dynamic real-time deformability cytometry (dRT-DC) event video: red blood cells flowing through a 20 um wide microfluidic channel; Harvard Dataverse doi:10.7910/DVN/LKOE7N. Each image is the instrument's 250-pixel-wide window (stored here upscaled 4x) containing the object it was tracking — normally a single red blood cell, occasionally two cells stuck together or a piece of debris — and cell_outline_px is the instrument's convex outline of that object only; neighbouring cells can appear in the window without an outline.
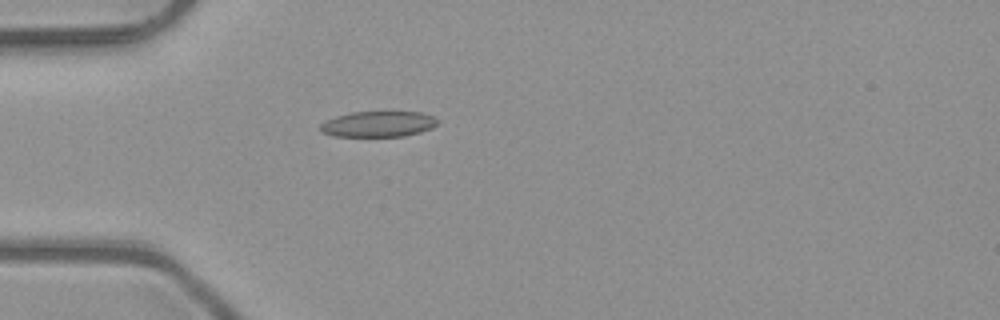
{"species": "common noctule bat (a hibernating species)", "species_latin": "Nyctalus noctula", "temperature_condition": "room temperature", "stored_images_in_passage": 1, "camera_frame_rate_fps": 3000, "um_per_image_px": 0.085, "animal": {"sex": "male", "body_mass_g": 23.1, "forearm_length_mm": 52.7}, "frame": {"image": 1, "passage_image": 1, "time_ms": 0.0, "image_size_px": [1000, 320], "cell_outline_px": [[436, 124], [432, 128], [420, 132], [404, 136], [332, 136], [324, 132], [320, 128], [320, 124], [336, 116], [352, 112], [420, 112], [432, 116], [436, 120]], "centroid_in_image_um": [32.15, 10.55], "position_along_channel_um": 52.9, "area_um2": 17.28}}